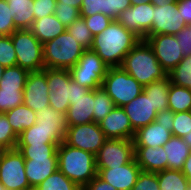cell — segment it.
Listing matches in <instances>:
<instances>
[{
	"label": "cell",
	"mask_w": 191,
	"mask_h": 190,
	"mask_svg": "<svg viewBox=\"0 0 191 190\" xmlns=\"http://www.w3.org/2000/svg\"><path fill=\"white\" fill-rule=\"evenodd\" d=\"M145 40L153 49L159 64L167 74L184 59L183 51L175 35H146Z\"/></svg>",
	"instance_id": "8fae6325"
},
{
	"label": "cell",
	"mask_w": 191,
	"mask_h": 190,
	"mask_svg": "<svg viewBox=\"0 0 191 190\" xmlns=\"http://www.w3.org/2000/svg\"><path fill=\"white\" fill-rule=\"evenodd\" d=\"M18 141V135L9 124L5 113H0V144L7 149H15Z\"/></svg>",
	"instance_id": "f35d334b"
},
{
	"label": "cell",
	"mask_w": 191,
	"mask_h": 190,
	"mask_svg": "<svg viewBox=\"0 0 191 190\" xmlns=\"http://www.w3.org/2000/svg\"><path fill=\"white\" fill-rule=\"evenodd\" d=\"M131 2V5H138V4H141V3H150L151 0H130Z\"/></svg>",
	"instance_id": "680465c9"
},
{
	"label": "cell",
	"mask_w": 191,
	"mask_h": 190,
	"mask_svg": "<svg viewBox=\"0 0 191 190\" xmlns=\"http://www.w3.org/2000/svg\"><path fill=\"white\" fill-rule=\"evenodd\" d=\"M12 11L14 25L17 29H29L34 16V0H6Z\"/></svg>",
	"instance_id": "484cf974"
},
{
	"label": "cell",
	"mask_w": 191,
	"mask_h": 190,
	"mask_svg": "<svg viewBox=\"0 0 191 190\" xmlns=\"http://www.w3.org/2000/svg\"><path fill=\"white\" fill-rule=\"evenodd\" d=\"M85 50L66 30L43 44L45 68L69 70L77 64Z\"/></svg>",
	"instance_id": "277c9868"
},
{
	"label": "cell",
	"mask_w": 191,
	"mask_h": 190,
	"mask_svg": "<svg viewBox=\"0 0 191 190\" xmlns=\"http://www.w3.org/2000/svg\"><path fill=\"white\" fill-rule=\"evenodd\" d=\"M0 182L6 190H34L25 174V159L16 148L8 149L2 157Z\"/></svg>",
	"instance_id": "ba28073f"
},
{
	"label": "cell",
	"mask_w": 191,
	"mask_h": 190,
	"mask_svg": "<svg viewBox=\"0 0 191 190\" xmlns=\"http://www.w3.org/2000/svg\"><path fill=\"white\" fill-rule=\"evenodd\" d=\"M8 149L5 148L4 146L0 145V162L2 160V157L4 155V153L7 151Z\"/></svg>",
	"instance_id": "94428289"
},
{
	"label": "cell",
	"mask_w": 191,
	"mask_h": 190,
	"mask_svg": "<svg viewBox=\"0 0 191 190\" xmlns=\"http://www.w3.org/2000/svg\"><path fill=\"white\" fill-rule=\"evenodd\" d=\"M56 6H73L80 10L82 0H56Z\"/></svg>",
	"instance_id": "9f6ffc18"
},
{
	"label": "cell",
	"mask_w": 191,
	"mask_h": 190,
	"mask_svg": "<svg viewBox=\"0 0 191 190\" xmlns=\"http://www.w3.org/2000/svg\"><path fill=\"white\" fill-rule=\"evenodd\" d=\"M83 190H117L111 184L105 182L98 175H96Z\"/></svg>",
	"instance_id": "816d5d0a"
},
{
	"label": "cell",
	"mask_w": 191,
	"mask_h": 190,
	"mask_svg": "<svg viewBox=\"0 0 191 190\" xmlns=\"http://www.w3.org/2000/svg\"><path fill=\"white\" fill-rule=\"evenodd\" d=\"M185 26H188L181 13L177 2L162 6H154L151 30L147 35L165 34L175 35Z\"/></svg>",
	"instance_id": "5bb4252c"
},
{
	"label": "cell",
	"mask_w": 191,
	"mask_h": 190,
	"mask_svg": "<svg viewBox=\"0 0 191 190\" xmlns=\"http://www.w3.org/2000/svg\"><path fill=\"white\" fill-rule=\"evenodd\" d=\"M156 174L160 190H187L189 181L181 170L166 169Z\"/></svg>",
	"instance_id": "4dcf8cb0"
},
{
	"label": "cell",
	"mask_w": 191,
	"mask_h": 190,
	"mask_svg": "<svg viewBox=\"0 0 191 190\" xmlns=\"http://www.w3.org/2000/svg\"><path fill=\"white\" fill-rule=\"evenodd\" d=\"M5 114L8 118L9 124L17 135L36 123V112L24 103L10 109L5 112Z\"/></svg>",
	"instance_id": "4316f807"
},
{
	"label": "cell",
	"mask_w": 191,
	"mask_h": 190,
	"mask_svg": "<svg viewBox=\"0 0 191 190\" xmlns=\"http://www.w3.org/2000/svg\"><path fill=\"white\" fill-rule=\"evenodd\" d=\"M69 70L48 69L47 84L49 88V106L56 111L66 114L70 106V80Z\"/></svg>",
	"instance_id": "7c38bea8"
},
{
	"label": "cell",
	"mask_w": 191,
	"mask_h": 190,
	"mask_svg": "<svg viewBox=\"0 0 191 190\" xmlns=\"http://www.w3.org/2000/svg\"><path fill=\"white\" fill-rule=\"evenodd\" d=\"M109 66L91 49H86L77 64L69 69L72 80L90 90L102 86Z\"/></svg>",
	"instance_id": "52a82bcc"
},
{
	"label": "cell",
	"mask_w": 191,
	"mask_h": 190,
	"mask_svg": "<svg viewBox=\"0 0 191 190\" xmlns=\"http://www.w3.org/2000/svg\"><path fill=\"white\" fill-rule=\"evenodd\" d=\"M183 139L191 148V131L186 136H184Z\"/></svg>",
	"instance_id": "91938a15"
},
{
	"label": "cell",
	"mask_w": 191,
	"mask_h": 190,
	"mask_svg": "<svg viewBox=\"0 0 191 190\" xmlns=\"http://www.w3.org/2000/svg\"><path fill=\"white\" fill-rule=\"evenodd\" d=\"M96 168L120 167L134 159V143L128 139H107L95 155Z\"/></svg>",
	"instance_id": "30bf717a"
},
{
	"label": "cell",
	"mask_w": 191,
	"mask_h": 190,
	"mask_svg": "<svg viewBox=\"0 0 191 190\" xmlns=\"http://www.w3.org/2000/svg\"><path fill=\"white\" fill-rule=\"evenodd\" d=\"M177 6L181 16L187 25H191V0H177Z\"/></svg>",
	"instance_id": "f5cc1de1"
},
{
	"label": "cell",
	"mask_w": 191,
	"mask_h": 190,
	"mask_svg": "<svg viewBox=\"0 0 191 190\" xmlns=\"http://www.w3.org/2000/svg\"><path fill=\"white\" fill-rule=\"evenodd\" d=\"M102 88L116 107H123L140 95L144 87L122 67H109Z\"/></svg>",
	"instance_id": "5b68a950"
},
{
	"label": "cell",
	"mask_w": 191,
	"mask_h": 190,
	"mask_svg": "<svg viewBox=\"0 0 191 190\" xmlns=\"http://www.w3.org/2000/svg\"><path fill=\"white\" fill-rule=\"evenodd\" d=\"M191 131V111L174 113L172 136L183 138Z\"/></svg>",
	"instance_id": "60d3db41"
},
{
	"label": "cell",
	"mask_w": 191,
	"mask_h": 190,
	"mask_svg": "<svg viewBox=\"0 0 191 190\" xmlns=\"http://www.w3.org/2000/svg\"><path fill=\"white\" fill-rule=\"evenodd\" d=\"M4 69H5V67H3V66L0 64V80H1V77H2V73L4 72Z\"/></svg>",
	"instance_id": "6125c7cd"
},
{
	"label": "cell",
	"mask_w": 191,
	"mask_h": 190,
	"mask_svg": "<svg viewBox=\"0 0 191 190\" xmlns=\"http://www.w3.org/2000/svg\"><path fill=\"white\" fill-rule=\"evenodd\" d=\"M34 190H82V188L57 169L42 183L37 185Z\"/></svg>",
	"instance_id": "1f68e13d"
},
{
	"label": "cell",
	"mask_w": 191,
	"mask_h": 190,
	"mask_svg": "<svg viewBox=\"0 0 191 190\" xmlns=\"http://www.w3.org/2000/svg\"><path fill=\"white\" fill-rule=\"evenodd\" d=\"M106 140L99 123L95 122L68 126L64 138L67 145L91 152L94 155L98 153Z\"/></svg>",
	"instance_id": "9c48e42d"
},
{
	"label": "cell",
	"mask_w": 191,
	"mask_h": 190,
	"mask_svg": "<svg viewBox=\"0 0 191 190\" xmlns=\"http://www.w3.org/2000/svg\"><path fill=\"white\" fill-rule=\"evenodd\" d=\"M171 137L172 133L168 130V127L154 121L135 131L133 143L134 146H149L156 148L163 146Z\"/></svg>",
	"instance_id": "7402d4cb"
},
{
	"label": "cell",
	"mask_w": 191,
	"mask_h": 190,
	"mask_svg": "<svg viewBox=\"0 0 191 190\" xmlns=\"http://www.w3.org/2000/svg\"><path fill=\"white\" fill-rule=\"evenodd\" d=\"M100 129L107 139L133 140L135 130L132 128L129 117L122 107H114L103 120L99 122Z\"/></svg>",
	"instance_id": "e0dca14e"
},
{
	"label": "cell",
	"mask_w": 191,
	"mask_h": 190,
	"mask_svg": "<svg viewBox=\"0 0 191 190\" xmlns=\"http://www.w3.org/2000/svg\"><path fill=\"white\" fill-rule=\"evenodd\" d=\"M17 58L14 45L10 35H3L0 38V64L3 67L16 66Z\"/></svg>",
	"instance_id": "ab89813d"
},
{
	"label": "cell",
	"mask_w": 191,
	"mask_h": 190,
	"mask_svg": "<svg viewBox=\"0 0 191 190\" xmlns=\"http://www.w3.org/2000/svg\"><path fill=\"white\" fill-rule=\"evenodd\" d=\"M153 10L154 5L151 2L131 5L116 20L141 40H145L152 27Z\"/></svg>",
	"instance_id": "4fadbf2b"
},
{
	"label": "cell",
	"mask_w": 191,
	"mask_h": 190,
	"mask_svg": "<svg viewBox=\"0 0 191 190\" xmlns=\"http://www.w3.org/2000/svg\"><path fill=\"white\" fill-rule=\"evenodd\" d=\"M131 190H160L157 174L141 170Z\"/></svg>",
	"instance_id": "ee69618b"
},
{
	"label": "cell",
	"mask_w": 191,
	"mask_h": 190,
	"mask_svg": "<svg viewBox=\"0 0 191 190\" xmlns=\"http://www.w3.org/2000/svg\"><path fill=\"white\" fill-rule=\"evenodd\" d=\"M90 89L81 86L80 84L76 83L74 80H70V104L72 101L82 97L86 93H88Z\"/></svg>",
	"instance_id": "db71d44e"
},
{
	"label": "cell",
	"mask_w": 191,
	"mask_h": 190,
	"mask_svg": "<svg viewBox=\"0 0 191 190\" xmlns=\"http://www.w3.org/2000/svg\"><path fill=\"white\" fill-rule=\"evenodd\" d=\"M140 40L117 20H113L103 32L93 37L90 49L95 51L107 66L121 67L126 54Z\"/></svg>",
	"instance_id": "6da1fadb"
},
{
	"label": "cell",
	"mask_w": 191,
	"mask_h": 190,
	"mask_svg": "<svg viewBox=\"0 0 191 190\" xmlns=\"http://www.w3.org/2000/svg\"><path fill=\"white\" fill-rule=\"evenodd\" d=\"M16 30L12 11L9 9L7 1L0 0V33L2 35H11Z\"/></svg>",
	"instance_id": "b9f144b4"
},
{
	"label": "cell",
	"mask_w": 191,
	"mask_h": 190,
	"mask_svg": "<svg viewBox=\"0 0 191 190\" xmlns=\"http://www.w3.org/2000/svg\"><path fill=\"white\" fill-rule=\"evenodd\" d=\"M49 88L47 84V68L29 72L23 90V103L33 111L49 106Z\"/></svg>",
	"instance_id": "9a60e30c"
},
{
	"label": "cell",
	"mask_w": 191,
	"mask_h": 190,
	"mask_svg": "<svg viewBox=\"0 0 191 190\" xmlns=\"http://www.w3.org/2000/svg\"><path fill=\"white\" fill-rule=\"evenodd\" d=\"M57 5L56 0H34V16L35 20L44 16L53 15Z\"/></svg>",
	"instance_id": "7dc6e473"
},
{
	"label": "cell",
	"mask_w": 191,
	"mask_h": 190,
	"mask_svg": "<svg viewBox=\"0 0 191 190\" xmlns=\"http://www.w3.org/2000/svg\"><path fill=\"white\" fill-rule=\"evenodd\" d=\"M187 190H191V181L188 183Z\"/></svg>",
	"instance_id": "e7e4bbea"
},
{
	"label": "cell",
	"mask_w": 191,
	"mask_h": 190,
	"mask_svg": "<svg viewBox=\"0 0 191 190\" xmlns=\"http://www.w3.org/2000/svg\"><path fill=\"white\" fill-rule=\"evenodd\" d=\"M130 6V0H104L103 14L116 20L120 13Z\"/></svg>",
	"instance_id": "bcb514c9"
},
{
	"label": "cell",
	"mask_w": 191,
	"mask_h": 190,
	"mask_svg": "<svg viewBox=\"0 0 191 190\" xmlns=\"http://www.w3.org/2000/svg\"><path fill=\"white\" fill-rule=\"evenodd\" d=\"M163 146H134V158L142 171L159 172L167 169V157Z\"/></svg>",
	"instance_id": "d6986e66"
},
{
	"label": "cell",
	"mask_w": 191,
	"mask_h": 190,
	"mask_svg": "<svg viewBox=\"0 0 191 190\" xmlns=\"http://www.w3.org/2000/svg\"><path fill=\"white\" fill-rule=\"evenodd\" d=\"M115 107L112 99L101 87L95 89V106L93 110V122L99 123Z\"/></svg>",
	"instance_id": "d590c367"
},
{
	"label": "cell",
	"mask_w": 191,
	"mask_h": 190,
	"mask_svg": "<svg viewBox=\"0 0 191 190\" xmlns=\"http://www.w3.org/2000/svg\"><path fill=\"white\" fill-rule=\"evenodd\" d=\"M178 44L181 47L184 57L191 55V26H185L175 34Z\"/></svg>",
	"instance_id": "681fc988"
},
{
	"label": "cell",
	"mask_w": 191,
	"mask_h": 190,
	"mask_svg": "<svg viewBox=\"0 0 191 190\" xmlns=\"http://www.w3.org/2000/svg\"><path fill=\"white\" fill-rule=\"evenodd\" d=\"M121 67L143 87L167 76L146 40H140L126 54Z\"/></svg>",
	"instance_id": "3957f363"
},
{
	"label": "cell",
	"mask_w": 191,
	"mask_h": 190,
	"mask_svg": "<svg viewBox=\"0 0 191 190\" xmlns=\"http://www.w3.org/2000/svg\"><path fill=\"white\" fill-rule=\"evenodd\" d=\"M29 71L20 66L5 67L0 88H24Z\"/></svg>",
	"instance_id": "d6a6232c"
},
{
	"label": "cell",
	"mask_w": 191,
	"mask_h": 190,
	"mask_svg": "<svg viewBox=\"0 0 191 190\" xmlns=\"http://www.w3.org/2000/svg\"><path fill=\"white\" fill-rule=\"evenodd\" d=\"M57 143H43L42 145H16V149L24 158L58 157Z\"/></svg>",
	"instance_id": "836d02e7"
},
{
	"label": "cell",
	"mask_w": 191,
	"mask_h": 190,
	"mask_svg": "<svg viewBox=\"0 0 191 190\" xmlns=\"http://www.w3.org/2000/svg\"><path fill=\"white\" fill-rule=\"evenodd\" d=\"M83 18L93 36L103 32L113 21L111 17L102 13H96L92 16Z\"/></svg>",
	"instance_id": "7bdbcfd3"
},
{
	"label": "cell",
	"mask_w": 191,
	"mask_h": 190,
	"mask_svg": "<svg viewBox=\"0 0 191 190\" xmlns=\"http://www.w3.org/2000/svg\"><path fill=\"white\" fill-rule=\"evenodd\" d=\"M140 172L141 168L137 164L135 158L130 163L120 167L97 169V175L117 190H131Z\"/></svg>",
	"instance_id": "2e32d148"
},
{
	"label": "cell",
	"mask_w": 191,
	"mask_h": 190,
	"mask_svg": "<svg viewBox=\"0 0 191 190\" xmlns=\"http://www.w3.org/2000/svg\"><path fill=\"white\" fill-rule=\"evenodd\" d=\"M171 80L167 75L161 80L154 81L144 86L143 91L150 96L153 108L157 112L168 109V94Z\"/></svg>",
	"instance_id": "83f0119b"
},
{
	"label": "cell",
	"mask_w": 191,
	"mask_h": 190,
	"mask_svg": "<svg viewBox=\"0 0 191 190\" xmlns=\"http://www.w3.org/2000/svg\"><path fill=\"white\" fill-rule=\"evenodd\" d=\"M24 159L25 174L33 189L58 169V157Z\"/></svg>",
	"instance_id": "44dd1931"
},
{
	"label": "cell",
	"mask_w": 191,
	"mask_h": 190,
	"mask_svg": "<svg viewBox=\"0 0 191 190\" xmlns=\"http://www.w3.org/2000/svg\"><path fill=\"white\" fill-rule=\"evenodd\" d=\"M173 120H174V112L169 108L158 112L155 119V121L158 124H162L168 127V130L171 132L173 127Z\"/></svg>",
	"instance_id": "f907efd6"
},
{
	"label": "cell",
	"mask_w": 191,
	"mask_h": 190,
	"mask_svg": "<svg viewBox=\"0 0 191 190\" xmlns=\"http://www.w3.org/2000/svg\"><path fill=\"white\" fill-rule=\"evenodd\" d=\"M36 123L44 131H66V114L56 111L51 106L36 111Z\"/></svg>",
	"instance_id": "f1b7e54d"
},
{
	"label": "cell",
	"mask_w": 191,
	"mask_h": 190,
	"mask_svg": "<svg viewBox=\"0 0 191 190\" xmlns=\"http://www.w3.org/2000/svg\"><path fill=\"white\" fill-rule=\"evenodd\" d=\"M167 169L182 170L191 148L183 138L172 136L164 145Z\"/></svg>",
	"instance_id": "d4e9b609"
},
{
	"label": "cell",
	"mask_w": 191,
	"mask_h": 190,
	"mask_svg": "<svg viewBox=\"0 0 191 190\" xmlns=\"http://www.w3.org/2000/svg\"><path fill=\"white\" fill-rule=\"evenodd\" d=\"M177 2V0H151V3L154 5V6H164L168 3H175Z\"/></svg>",
	"instance_id": "6f0895ef"
},
{
	"label": "cell",
	"mask_w": 191,
	"mask_h": 190,
	"mask_svg": "<svg viewBox=\"0 0 191 190\" xmlns=\"http://www.w3.org/2000/svg\"><path fill=\"white\" fill-rule=\"evenodd\" d=\"M58 169L80 188H84L96 175V158L91 152L67 145L57 147Z\"/></svg>",
	"instance_id": "7a4b0ae2"
},
{
	"label": "cell",
	"mask_w": 191,
	"mask_h": 190,
	"mask_svg": "<svg viewBox=\"0 0 191 190\" xmlns=\"http://www.w3.org/2000/svg\"><path fill=\"white\" fill-rule=\"evenodd\" d=\"M66 30L85 49L91 48L94 36L86 25L83 17L77 18Z\"/></svg>",
	"instance_id": "8d00e7d4"
},
{
	"label": "cell",
	"mask_w": 191,
	"mask_h": 190,
	"mask_svg": "<svg viewBox=\"0 0 191 190\" xmlns=\"http://www.w3.org/2000/svg\"><path fill=\"white\" fill-rule=\"evenodd\" d=\"M168 108L174 113L191 111V89L171 83Z\"/></svg>",
	"instance_id": "f546056e"
},
{
	"label": "cell",
	"mask_w": 191,
	"mask_h": 190,
	"mask_svg": "<svg viewBox=\"0 0 191 190\" xmlns=\"http://www.w3.org/2000/svg\"><path fill=\"white\" fill-rule=\"evenodd\" d=\"M182 173L187 177L188 181H191V150L188 158L184 162Z\"/></svg>",
	"instance_id": "11a10c76"
},
{
	"label": "cell",
	"mask_w": 191,
	"mask_h": 190,
	"mask_svg": "<svg viewBox=\"0 0 191 190\" xmlns=\"http://www.w3.org/2000/svg\"><path fill=\"white\" fill-rule=\"evenodd\" d=\"M0 190H6L4 185L0 182Z\"/></svg>",
	"instance_id": "be15d7a7"
},
{
	"label": "cell",
	"mask_w": 191,
	"mask_h": 190,
	"mask_svg": "<svg viewBox=\"0 0 191 190\" xmlns=\"http://www.w3.org/2000/svg\"><path fill=\"white\" fill-rule=\"evenodd\" d=\"M55 17L66 27L80 17V10L73 6H56Z\"/></svg>",
	"instance_id": "f6af8a7d"
},
{
	"label": "cell",
	"mask_w": 191,
	"mask_h": 190,
	"mask_svg": "<svg viewBox=\"0 0 191 190\" xmlns=\"http://www.w3.org/2000/svg\"><path fill=\"white\" fill-rule=\"evenodd\" d=\"M10 36L16 53L17 66L29 72L45 68L43 44L29 29H17Z\"/></svg>",
	"instance_id": "8992f818"
},
{
	"label": "cell",
	"mask_w": 191,
	"mask_h": 190,
	"mask_svg": "<svg viewBox=\"0 0 191 190\" xmlns=\"http://www.w3.org/2000/svg\"><path fill=\"white\" fill-rule=\"evenodd\" d=\"M67 29L55 15L44 16L32 22L29 30L37 37V39L44 44L56 38L58 35L65 32Z\"/></svg>",
	"instance_id": "cb8c5ba5"
},
{
	"label": "cell",
	"mask_w": 191,
	"mask_h": 190,
	"mask_svg": "<svg viewBox=\"0 0 191 190\" xmlns=\"http://www.w3.org/2000/svg\"><path fill=\"white\" fill-rule=\"evenodd\" d=\"M167 75L171 83L191 89V55L184 57Z\"/></svg>",
	"instance_id": "e575fe53"
},
{
	"label": "cell",
	"mask_w": 191,
	"mask_h": 190,
	"mask_svg": "<svg viewBox=\"0 0 191 190\" xmlns=\"http://www.w3.org/2000/svg\"><path fill=\"white\" fill-rule=\"evenodd\" d=\"M122 108L129 117L131 126L135 131L154 122L158 113L153 108L150 96H147L144 91Z\"/></svg>",
	"instance_id": "ac0fdd59"
},
{
	"label": "cell",
	"mask_w": 191,
	"mask_h": 190,
	"mask_svg": "<svg viewBox=\"0 0 191 190\" xmlns=\"http://www.w3.org/2000/svg\"><path fill=\"white\" fill-rule=\"evenodd\" d=\"M66 131H44L35 123L18 135L17 145H42L43 143H57L64 141Z\"/></svg>",
	"instance_id": "603a6c76"
},
{
	"label": "cell",
	"mask_w": 191,
	"mask_h": 190,
	"mask_svg": "<svg viewBox=\"0 0 191 190\" xmlns=\"http://www.w3.org/2000/svg\"><path fill=\"white\" fill-rule=\"evenodd\" d=\"M104 10V0H82L80 17H89Z\"/></svg>",
	"instance_id": "c3c4849f"
},
{
	"label": "cell",
	"mask_w": 191,
	"mask_h": 190,
	"mask_svg": "<svg viewBox=\"0 0 191 190\" xmlns=\"http://www.w3.org/2000/svg\"><path fill=\"white\" fill-rule=\"evenodd\" d=\"M95 106V90L72 101L66 113L67 126H75L93 122V110Z\"/></svg>",
	"instance_id": "ffe728a7"
},
{
	"label": "cell",
	"mask_w": 191,
	"mask_h": 190,
	"mask_svg": "<svg viewBox=\"0 0 191 190\" xmlns=\"http://www.w3.org/2000/svg\"><path fill=\"white\" fill-rule=\"evenodd\" d=\"M24 88H0V113L23 104Z\"/></svg>",
	"instance_id": "74e56055"
}]
</instances>
